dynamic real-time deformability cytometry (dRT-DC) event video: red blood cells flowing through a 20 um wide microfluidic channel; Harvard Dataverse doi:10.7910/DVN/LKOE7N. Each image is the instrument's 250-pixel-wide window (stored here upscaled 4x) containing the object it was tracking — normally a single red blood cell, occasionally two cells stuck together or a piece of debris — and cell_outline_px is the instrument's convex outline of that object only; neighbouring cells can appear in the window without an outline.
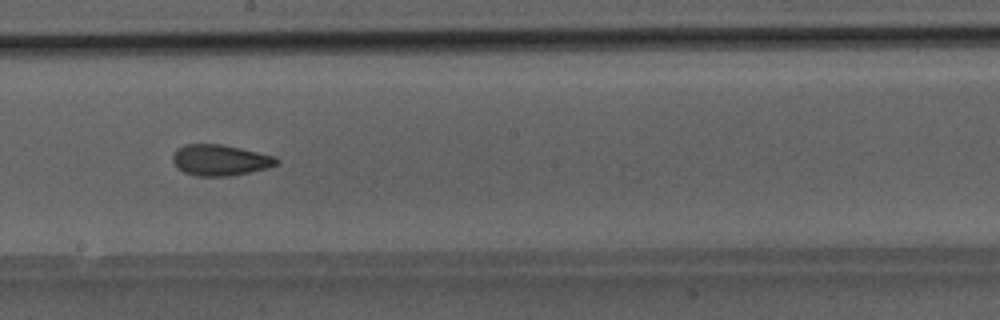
{"species": "Egyptian fruit bat (a non-hibernating species)", "species_latin": "Rousettus aegyptiacus", "temperature_condition": "room temperature", "stored_images_in_passage": 32, "camera_frame_rate_fps": 3000, "um_per_image_px": 0.085, "animal": {"sex": "male"}, "frame": {"image": 1, "passage_image": 27, "time_ms": 8.667, "image_size_px": [1000, 320], "cell_outline_px": [[280, 160], [276, 164], [268, 168], [228, 176], [196, 176], [184, 172], [176, 168], [172, 160], [172, 156], [176, 148], [184, 144], [220, 144], [240, 148], [276, 156]], "centroid_in_image_um": [18.67, 13.6], "position_along_channel_um": 229.5, "area_um2": 18.84}}